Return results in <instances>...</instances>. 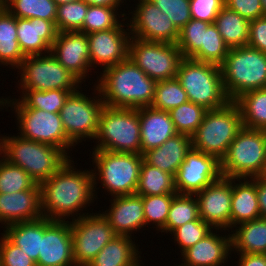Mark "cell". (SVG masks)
<instances>
[{
  "instance_id": "cell-1",
  "label": "cell",
  "mask_w": 266,
  "mask_h": 266,
  "mask_svg": "<svg viewBox=\"0 0 266 266\" xmlns=\"http://www.w3.org/2000/svg\"><path fill=\"white\" fill-rule=\"evenodd\" d=\"M71 159L39 184L42 214L50 220L66 221L69 217L72 220L83 217L85 213L81 214L80 211L90 206L96 198L92 169L76 170Z\"/></svg>"
},
{
  "instance_id": "cell-2",
  "label": "cell",
  "mask_w": 266,
  "mask_h": 266,
  "mask_svg": "<svg viewBox=\"0 0 266 266\" xmlns=\"http://www.w3.org/2000/svg\"><path fill=\"white\" fill-rule=\"evenodd\" d=\"M102 71L96 86L105 106L139 109L152 105L157 82L130 58Z\"/></svg>"
},
{
  "instance_id": "cell-3",
  "label": "cell",
  "mask_w": 266,
  "mask_h": 266,
  "mask_svg": "<svg viewBox=\"0 0 266 266\" xmlns=\"http://www.w3.org/2000/svg\"><path fill=\"white\" fill-rule=\"evenodd\" d=\"M1 154L9 163L26 171L38 184L49 179L71 158L60 148L19 135L0 137Z\"/></svg>"
},
{
  "instance_id": "cell-4",
  "label": "cell",
  "mask_w": 266,
  "mask_h": 266,
  "mask_svg": "<svg viewBox=\"0 0 266 266\" xmlns=\"http://www.w3.org/2000/svg\"><path fill=\"white\" fill-rule=\"evenodd\" d=\"M220 69L230 101L247 91L266 88V53L257 49L249 46L229 49Z\"/></svg>"
},
{
  "instance_id": "cell-5",
  "label": "cell",
  "mask_w": 266,
  "mask_h": 266,
  "mask_svg": "<svg viewBox=\"0 0 266 266\" xmlns=\"http://www.w3.org/2000/svg\"><path fill=\"white\" fill-rule=\"evenodd\" d=\"M176 78L187 93L188 100L206 110L219 109L230 102L223 88L218 65L183 58Z\"/></svg>"
},
{
  "instance_id": "cell-6",
  "label": "cell",
  "mask_w": 266,
  "mask_h": 266,
  "mask_svg": "<svg viewBox=\"0 0 266 266\" xmlns=\"http://www.w3.org/2000/svg\"><path fill=\"white\" fill-rule=\"evenodd\" d=\"M95 139L93 150L141 154L138 109L104 106Z\"/></svg>"
},
{
  "instance_id": "cell-7",
  "label": "cell",
  "mask_w": 266,
  "mask_h": 266,
  "mask_svg": "<svg viewBox=\"0 0 266 266\" xmlns=\"http://www.w3.org/2000/svg\"><path fill=\"white\" fill-rule=\"evenodd\" d=\"M92 155L94 193L98 186L96 179L113 197L136 193L143 155L106 150H92Z\"/></svg>"
},
{
  "instance_id": "cell-8",
  "label": "cell",
  "mask_w": 266,
  "mask_h": 266,
  "mask_svg": "<svg viewBox=\"0 0 266 266\" xmlns=\"http://www.w3.org/2000/svg\"><path fill=\"white\" fill-rule=\"evenodd\" d=\"M242 128L241 112L234 101L222 108L207 110L202 123L191 136L192 148L216 156L221 161Z\"/></svg>"
},
{
  "instance_id": "cell-9",
  "label": "cell",
  "mask_w": 266,
  "mask_h": 266,
  "mask_svg": "<svg viewBox=\"0 0 266 266\" xmlns=\"http://www.w3.org/2000/svg\"><path fill=\"white\" fill-rule=\"evenodd\" d=\"M266 161V130L243 127L221 159V174L226 178L258 177Z\"/></svg>"
},
{
  "instance_id": "cell-10",
  "label": "cell",
  "mask_w": 266,
  "mask_h": 266,
  "mask_svg": "<svg viewBox=\"0 0 266 266\" xmlns=\"http://www.w3.org/2000/svg\"><path fill=\"white\" fill-rule=\"evenodd\" d=\"M79 89L69 94L59 113L66 135L74 145L88 140L86 138L95 140L100 114L105 106L96 84L93 89L97 93L94 96L96 100L88 98L89 95H84Z\"/></svg>"
},
{
  "instance_id": "cell-11",
  "label": "cell",
  "mask_w": 266,
  "mask_h": 266,
  "mask_svg": "<svg viewBox=\"0 0 266 266\" xmlns=\"http://www.w3.org/2000/svg\"><path fill=\"white\" fill-rule=\"evenodd\" d=\"M128 58L147 76L159 82L177 76L183 55L174 43L144 41L131 36Z\"/></svg>"
},
{
  "instance_id": "cell-12",
  "label": "cell",
  "mask_w": 266,
  "mask_h": 266,
  "mask_svg": "<svg viewBox=\"0 0 266 266\" xmlns=\"http://www.w3.org/2000/svg\"><path fill=\"white\" fill-rule=\"evenodd\" d=\"M18 70L21 90H77L81 83L52 53L26 56Z\"/></svg>"
},
{
  "instance_id": "cell-13",
  "label": "cell",
  "mask_w": 266,
  "mask_h": 266,
  "mask_svg": "<svg viewBox=\"0 0 266 266\" xmlns=\"http://www.w3.org/2000/svg\"><path fill=\"white\" fill-rule=\"evenodd\" d=\"M88 214L70 221L76 266H87L117 235L102 213Z\"/></svg>"
},
{
  "instance_id": "cell-14",
  "label": "cell",
  "mask_w": 266,
  "mask_h": 266,
  "mask_svg": "<svg viewBox=\"0 0 266 266\" xmlns=\"http://www.w3.org/2000/svg\"><path fill=\"white\" fill-rule=\"evenodd\" d=\"M19 136L62 149L66 154L75 146L67 137L60 114L35 108H14ZM19 124V125H18Z\"/></svg>"
},
{
  "instance_id": "cell-15",
  "label": "cell",
  "mask_w": 266,
  "mask_h": 266,
  "mask_svg": "<svg viewBox=\"0 0 266 266\" xmlns=\"http://www.w3.org/2000/svg\"><path fill=\"white\" fill-rule=\"evenodd\" d=\"M221 177V161L216 156L191 148L174 176L177 194L196 195Z\"/></svg>"
},
{
  "instance_id": "cell-16",
  "label": "cell",
  "mask_w": 266,
  "mask_h": 266,
  "mask_svg": "<svg viewBox=\"0 0 266 266\" xmlns=\"http://www.w3.org/2000/svg\"><path fill=\"white\" fill-rule=\"evenodd\" d=\"M136 6V10L130 12L133 14L129 19L130 24L127 23L132 37L176 44L179 30L166 14L149 0H138Z\"/></svg>"
},
{
  "instance_id": "cell-17",
  "label": "cell",
  "mask_w": 266,
  "mask_h": 266,
  "mask_svg": "<svg viewBox=\"0 0 266 266\" xmlns=\"http://www.w3.org/2000/svg\"><path fill=\"white\" fill-rule=\"evenodd\" d=\"M199 217L213 230L230 229L232 178L221 177L197 193Z\"/></svg>"
},
{
  "instance_id": "cell-18",
  "label": "cell",
  "mask_w": 266,
  "mask_h": 266,
  "mask_svg": "<svg viewBox=\"0 0 266 266\" xmlns=\"http://www.w3.org/2000/svg\"><path fill=\"white\" fill-rule=\"evenodd\" d=\"M36 266H76L70 221L44 217V234Z\"/></svg>"
},
{
  "instance_id": "cell-19",
  "label": "cell",
  "mask_w": 266,
  "mask_h": 266,
  "mask_svg": "<svg viewBox=\"0 0 266 266\" xmlns=\"http://www.w3.org/2000/svg\"><path fill=\"white\" fill-rule=\"evenodd\" d=\"M120 23L116 28L87 34L91 68L103 66L102 70L114 66L128 57L130 40L129 26ZM124 28V29H123ZM97 64V65H95Z\"/></svg>"
},
{
  "instance_id": "cell-20",
  "label": "cell",
  "mask_w": 266,
  "mask_h": 266,
  "mask_svg": "<svg viewBox=\"0 0 266 266\" xmlns=\"http://www.w3.org/2000/svg\"><path fill=\"white\" fill-rule=\"evenodd\" d=\"M51 53L82 84L91 71L89 41L87 34L80 31L58 32Z\"/></svg>"
},
{
  "instance_id": "cell-21",
  "label": "cell",
  "mask_w": 266,
  "mask_h": 266,
  "mask_svg": "<svg viewBox=\"0 0 266 266\" xmlns=\"http://www.w3.org/2000/svg\"><path fill=\"white\" fill-rule=\"evenodd\" d=\"M111 207L102 215L117 235L132 236L145 225L142 197L136 193L111 197Z\"/></svg>"
},
{
  "instance_id": "cell-22",
  "label": "cell",
  "mask_w": 266,
  "mask_h": 266,
  "mask_svg": "<svg viewBox=\"0 0 266 266\" xmlns=\"http://www.w3.org/2000/svg\"><path fill=\"white\" fill-rule=\"evenodd\" d=\"M43 217L41 189H29L13 193H0V223L9 225L32 221Z\"/></svg>"
},
{
  "instance_id": "cell-23",
  "label": "cell",
  "mask_w": 266,
  "mask_h": 266,
  "mask_svg": "<svg viewBox=\"0 0 266 266\" xmlns=\"http://www.w3.org/2000/svg\"><path fill=\"white\" fill-rule=\"evenodd\" d=\"M57 33L52 21L17 18V40L25 56L51 53Z\"/></svg>"
},
{
  "instance_id": "cell-24",
  "label": "cell",
  "mask_w": 266,
  "mask_h": 266,
  "mask_svg": "<svg viewBox=\"0 0 266 266\" xmlns=\"http://www.w3.org/2000/svg\"><path fill=\"white\" fill-rule=\"evenodd\" d=\"M229 254L231 234L223 237L217 234V230H212L181 254L184 263L178 266H224L222 263L227 262Z\"/></svg>"
},
{
  "instance_id": "cell-25",
  "label": "cell",
  "mask_w": 266,
  "mask_h": 266,
  "mask_svg": "<svg viewBox=\"0 0 266 266\" xmlns=\"http://www.w3.org/2000/svg\"><path fill=\"white\" fill-rule=\"evenodd\" d=\"M138 117L141 129V155L160 147L178 134L168 111L147 106L138 109Z\"/></svg>"
},
{
  "instance_id": "cell-26",
  "label": "cell",
  "mask_w": 266,
  "mask_h": 266,
  "mask_svg": "<svg viewBox=\"0 0 266 266\" xmlns=\"http://www.w3.org/2000/svg\"><path fill=\"white\" fill-rule=\"evenodd\" d=\"M191 148V136L178 133L160 147L145 152L143 159L148 164L175 176Z\"/></svg>"
},
{
  "instance_id": "cell-27",
  "label": "cell",
  "mask_w": 266,
  "mask_h": 266,
  "mask_svg": "<svg viewBox=\"0 0 266 266\" xmlns=\"http://www.w3.org/2000/svg\"><path fill=\"white\" fill-rule=\"evenodd\" d=\"M243 181L242 178H232L231 230L238 224L261 217L256 182L252 178H243Z\"/></svg>"
},
{
  "instance_id": "cell-28",
  "label": "cell",
  "mask_w": 266,
  "mask_h": 266,
  "mask_svg": "<svg viewBox=\"0 0 266 266\" xmlns=\"http://www.w3.org/2000/svg\"><path fill=\"white\" fill-rule=\"evenodd\" d=\"M132 236L116 235L87 266H136L141 260ZM139 255V256H138Z\"/></svg>"
},
{
  "instance_id": "cell-29",
  "label": "cell",
  "mask_w": 266,
  "mask_h": 266,
  "mask_svg": "<svg viewBox=\"0 0 266 266\" xmlns=\"http://www.w3.org/2000/svg\"><path fill=\"white\" fill-rule=\"evenodd\" d=\"M231 233L232 252L266 254V217L238 224Z\"/></svg>"
},
{
  "instance_id": "cell-30",
  "label": "cell",
  "mask_w": 266,
  "mask_h": 266,
  "mask_svg": "<svg viewBox=\"0 0 266 266\" xmlns=\"http://www.w3.org/2000/svg\"><path fill=\"white\" fill-rule=\"evenodd\" d=\"M76 90L53 89L48 91L22 90L21 99H0V108H35L51 113H60L66 98ZM12 104V105H11Z\"/></svg>"
},
{
  "instance_id": "cell-31",
  "label": "cell",
  "mask_w": 266,
  "mask_h": 266,
  "mask_svg": "<svg viewBox=\"0 0 266 266\" xmlns=\"http://www.w3.org/2000/svg\"><path fill=\"white\" fill-rule=\"evenodd\" d=\"M5 229L3 234L36 262L44 234V217L15 223L5 227Z\"/></svg>"
},
{
  "instance_id": "cell-32",
  "label": "cell",
  "mask_w": 266,
  "mask_h": 266,
  "mask_svg": "<svg viewBox=\"0 0 266 266\" xmlns=\"http://www.w3.org/2000/svg\"><path fill=\"white\" fill-rule=\"evenodd\" d=\"M25 57L17 40V18L3 7L0 10V65L17 69Z\"/></svg>"
},
{
  "instance_id": "cell-33",
  "label": "cell",
  "mask_w": 266,
  "mask_h": 266,
  "mask_svg": "<svg viewBox=\"0 0 266 266\" xmlns=\"http://www.w3.org/2000/svg\"><path fill=\"white\" fill-rule=\"evenodd\" d=\"M214 24L229 49L247 46L249 21L238 13L224 6L217 15Z\"/></svg>"
},
{
  "instance_id": "cell-34",
  "label": "cell",
  "mask_w": 266,
  "mask_h": 266,
  "mask_svg": "<svg viewBox=\"0 0 266 266\" xmlns=\"http://www.w3.org/2000/svg\"><path fill=\"white\" fill-rule=\"evenodd\" d=\"M234 102L241 112L243 127L266 130V88L247 91Z\"/></svg>"
},
{
  "instance_id": "cell-35",
  "label": "cell",
  "mask_w": 266,
  "mask_h": 266,
  "mask_svg": "<svg viewBox=\"0 0 266 266\" xmlns=\"http://www.w3.org/2000/svg\"><path fill=\"white\" fill-rule=\"evenodd\" d=\"M136 194L140 196L177 194L174 175L148 164L143 159Z\"/></svg>"
},
{
  "instance_id": "cell-36",
  "label": "cell",
  "mask_w": 266,
  "mask_h": 266,
  "mask_svg": "<svg viewBox=\"0 0 266 266\" xmlns=\"http://www.w3.org/2000/svg\"><path fill=\"white\" fill-rule=\"evenodd\" d=\"M57 6L54 0H4V7L16 18H41L54 24Z\"/></svg>"
},
{
  "instance_id": "cell-37",
  "label": "cell",
  "mask_w": 266,
  "mask_h": 266,
  "mask_svg": "<svg viewBox=\"0 0 266 266\" xmlns=\"http://www.w3.org/2000/svg\"><path fill=\"white\" fill-rule=\"evenodd\" d=\"M198 219L200 217L196 196L177 194L172 199L166 225L161 232L171 233L174 229Z\"/></svg>"
},
{
  "instance_id": "cell-38",
  "label": "cell",
  "mask_w": 266,
  "mask_h": 266,
  "mask_svg": "<svg viewBox=\"0 0 266 266\" xmlns=\"http://www.w3.org/2000/svg\"><path fill=\"white\" fill-rule=\"evenodd\" d=\"M228 50L217 26L212 23L203 29L201 48L191 59L220 66L224 62Z\"/></svg>"
},
{
  "instance_id": "cell-39",
  "label": "cell",
  "mask_w": 266,
  "mask_h": 266,
  "mask_svg": "<svg viewBox=\"0 0 266 266\" xmlns=\"http://www.w3.org/2000/svg\"><path fill=\"white\" fill-rule=\"evenodd\" d=\"M29 189L41 188L21 167L9 163L3 157L0 158V193L10 194Z\"/></svg>"
},
{
  "instance_id": "cell-40",
  "label": "cell",
  "mask_w": 266,
  "mask_h": 266,
  "mask_svg": "<svg viewBox=\"0 0 266 266\" xmlns=\"http://www.w3.org/2000/svg\"><path fill=\"white\" fill-rule=\"evenodd\" d=\"M120 6H94L89 5L83 28L80 32L90 34L97 31H104L116 28L120 23V18L126 14H118ZM118 16V17H117Z\"/></svg>"
},
{
  "instance_id": "cell-41",
  "label": "cell",
  "mask_w": 266,
  "mask_h": 266,
  "mask_svg": "<svg viewBox=\"0 0 266 266\" xmlns=\"http://www.w3.org/2000/svg\"><path fill=\"white\" fill-rule=\"evenodd\" d=\"M188 101L187 93L175 77L156 83L155 96L151 106L169 112Z\"/></svg>"
},
{
  "instance_id": "cell-42",
  "label": "cell",
  "mask_w": 266,
  "mask_h": 266,
  "mask_svg": "<svg viewBox=\"0 0 266 266\" xmlns=\"http://www.w3.org/2000/svg\"><path fill=\"white\" fill-rule=\"evenodd\" d=\"M206 111L203 106L188 101L171 109L169 114L179 134L192 136L202 123Z\"/></svg>"
},
{
  "instance_id": "cell-43",
  "label": "cell",
  "mask_w": 266,
  "mask_h": 266,
  "mask_svg": "<svg viewBox=\"0 0 266 266\" xmlns=\"http://www.w3.org/2000/svg\"><path fill=\"white\" fill-rule=\"evenodd\" d=\"M88 6L82 0L58 5L55 22L57 32L81 31Z\"/></svg>"
},
{
  "instance_id": "cell-44",
  "label": "cell",
  "mask_w": 266,
  "mask_h": 266,
  "mask_svg": "<svg viewBox=\"0 0 266 266\" xmlns=\"http://www.w3.org/2000/svg\"><path fill=\"white\" fill-rule=\"evenodd\" d=\"M177 194H163V195H152V196H141L144 216H145V226L149 224H155L156 230L161 231L165 228L166 220L169 213V208L172 199Z\"/></svg>"
},
{
  "instance_id": "cell-45",
  "label": "cell",
  "mask_w": 266,
  "mask_h": 266,
  "mask_svg": "<svg viewBox=\"0 0 266 266\" xmlns=\"http://www.w3.org/2000/svg\"><path fill=\"white\" fill-rule=\"evenodd\" d=\"M210 23L191 19L180 31L176 42L181 50L183 58H191L200 48L203 37V29Z\"/></svg>"
},
{
  "instance_id": "cell-46",
  "label": "cell",
  "mask_w": 266,
  "mask_h": 266,
  "mask_svg": "<svg viewBox=\"0 0 266 266\" xmlns=\"http://www.w3.org/2000/svg\"><path fill=\"white\" fill-rule=\"evenodd\" d=\"M212 229L213 228L208 223H205L200 218L174 229L170 234L174 235V243H178H176V245L179 246L182 254L184 251L203 239L212 231Z\"/></svg>"
},
{
  "instance_id": "cell-47",
  "label": "cell",
  "mask_w": 266,
  "mask_h": 266,
  "mask_svg": "<svg viewBox=\"0 0 266 266\" xmlns=\"http://www.w3.org/2000/svg\"><path fill=\"white\" fill-rule=\"evenodd\" d=\"M174 23L180 31L192 18L190 0H149Z\"/></svg>"
},
{
  "instance_id": "cell-48",
  "label": "cell",
  "mask_w": 266,
  "mask_h": 266,
  "mask_svg": "<svg viewBox=\"0 0 266 266\" xmlns=\"http://www.w3.org/2000/svg\"><path fill=\"white\" fill-rule=\"evenodd\" d=\"M0 238V266H36L20 247L13 244L3 233Z\"/></svg>"
},
{
  "instance_id": "cell-49",
  "label": "cell",
  "mask_w": 266,
  "mask_h": 266,
  "mask_svg": "<svg viewBox=\"0 0 266 266\" xmlns=\"http://www.w3.org/2000/svg\"><path fill=\"white\" fill-rule=\"evenodd\" d=\"M224 6L225 0H190L189 9L192 19L212 24Z\"/></svg>"
},
{
  "instance_id": "cell-50",
  "label": "cell",
  "mask_w": 266,
  "mask_h": 266,
  "mask_svg": "<svg viewBox=\"0 0 266 266\" xmlns=\"http://www.w3.org/2000/svg\"><path fill=\"white\" fill-rule=\"evenodd\" d=\"M225 6L249 22L265 16L261 0H225Z\"/></svg>"
},
{
  "instance_id": "cell-51",
  "label": "cell",
  "mask_w": 266,
  "mask_h": 266,
  "mask_svg": "<svg viewBox=\"0 0 266 266\" xmlns=\"http://www.w3.org/2000/svg\"><path fill=\"white\" fill-rule=\"evenodd\" d=\"M247 46L266 53V16L249 22V40Z\"/></svg>"
},
{
  "instance_id": "cell-52",
  "label": "cell",
  "mask_w": 266,
  "mask_h": 266,
  "mask_svg": "<svg viewBox=\"0 0 266 266\" xmlns=\"http://www.w3.org/2000/svg\"><path fill=\"white\" fill-rule=\"evenodd\" d=\"M239 260L238 266H266V254H237Z\"/></svg>"
},
{
  "instance_id": "cell-53",
  "label": "cell",
  "mask_w": 266,
  "mask_h": 266,
  "mask_svg": "<svg viewBox=\"0 0 266 266\" xmlns=\"http://www.w3.org/2000/svg\"><path fill=\"white\" fill-rule=\"evenodd\" d=\"M252 179L256 182L261 217H266V181L259 177H253Z\"/></svg>"
},
{
  "instance_id": "cell-54",
  "label": "cell",
  "mask_w": 266,
  "mask_h": 266,
  "mask_svg": "<svg viewBox=\"0 0 266 266\" xmlns=\"http://www.w3.org/2000/svg\"><path fill=\"white\" fill-rule=\"evenodd\" d=\"M88 5L94 6H120L124 0H82Z\"/></svg>"
},
{
  "instance_id": "cell-55",
  "label": "cell",
  "mask_w": 266,
  "mask_h": 266,
  "mask_svg": "<svg viewBox=\"0 0 266 266\" xmlns=\"http://www.w3.org/2000/svg\"><path fill=\"white\" fill-rule=\"evenodd\" d=\"M260 179L266 181V161H265V164H264V168L261 172V174L258 176Z\"/></svg>"
},
{
  "instance_id": "cell-56",
  "label": "cell",
  "mask_w": 266,
  "mask_h": 266,
  "mask_svg": "<svg viewBox=\"0 0 266 266\" xmlns=\"http://www.w3.org/2000/svg\"><path fill=\"white\" fill-rule=\"evenodd\" d=\"M54 1L57 3V5H60V4L74 2V1H78V0H54Z\"/></svg>"
},
{
  "instance_id": "cell-57",
  "label": "cell",
  "mask_w": 266,
  "mask_h": 266,
  "mask_svg": "<svg viewBox=\"0 0 266 266\" xmlns=\"http://www.w3.org/2000/svg\"><path fill=\"white\" fill-rule=\"evenodd\" d=\"M261 3L264 10V15L266 16V0H261Z\"/></svg>"
},
{
  "instance_id": "cell-58",
  "label": "cell",
  "mask_w": 266,
  "mask_h": 266,
  "mask_svg": "<svg viewBox=\"0 0 266 266\" xmlns=\"http://www.w3.org/2000/svg\"><path fill=\"white\" fill-rule=\"evenodd\" d=\"M4 7V0H0V10Z\"/></svg>"
}]
</instances>
